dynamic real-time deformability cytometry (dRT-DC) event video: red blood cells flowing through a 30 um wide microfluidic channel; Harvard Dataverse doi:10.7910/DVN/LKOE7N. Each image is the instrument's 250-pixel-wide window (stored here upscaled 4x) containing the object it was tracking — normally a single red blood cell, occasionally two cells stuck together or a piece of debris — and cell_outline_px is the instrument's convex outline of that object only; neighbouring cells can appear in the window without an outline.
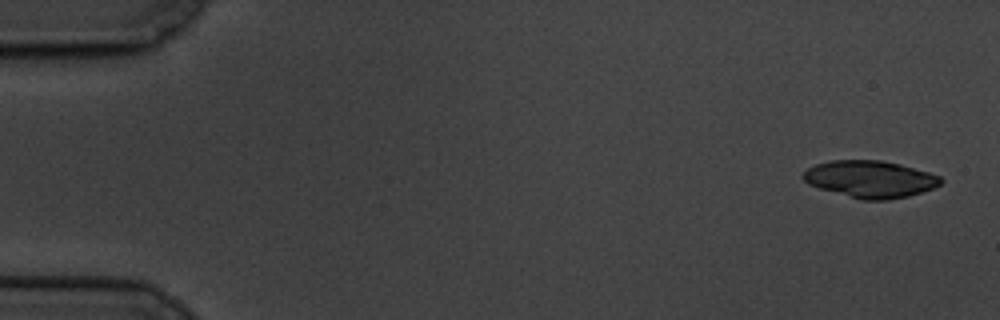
{"species": "common noctule bat (a hibernating species)", "species_latin": "Nyctalus noctula", "temperature_condition": "cold", "stored_images_in_passage": 8, "camera_frame_rate_fps": 3000, "um_per_image_px": 0.085, "animal": {"sex": "male", "body_mass_g": 19.5, "forearm_length_mm": 54.6}, "frame": {"image": 1, "passage_image": 1, "time_ms": 0.0, "image_size_px": [1000, 320], "cell_outline_px": [[944, 180], [940, 184], [932, 188], [908, 196], [888, 200], [860, 200], [820, 188], [808, 184], [800, 176], [808, 168], [816, 164], [832, 160], [880, 160], [900, 164], [928, 172], [940, 176]], "centroid_in_image_um": [73.95, 15.22], "position_along_channel_um": 11.1, "area_um2": 29.59}}